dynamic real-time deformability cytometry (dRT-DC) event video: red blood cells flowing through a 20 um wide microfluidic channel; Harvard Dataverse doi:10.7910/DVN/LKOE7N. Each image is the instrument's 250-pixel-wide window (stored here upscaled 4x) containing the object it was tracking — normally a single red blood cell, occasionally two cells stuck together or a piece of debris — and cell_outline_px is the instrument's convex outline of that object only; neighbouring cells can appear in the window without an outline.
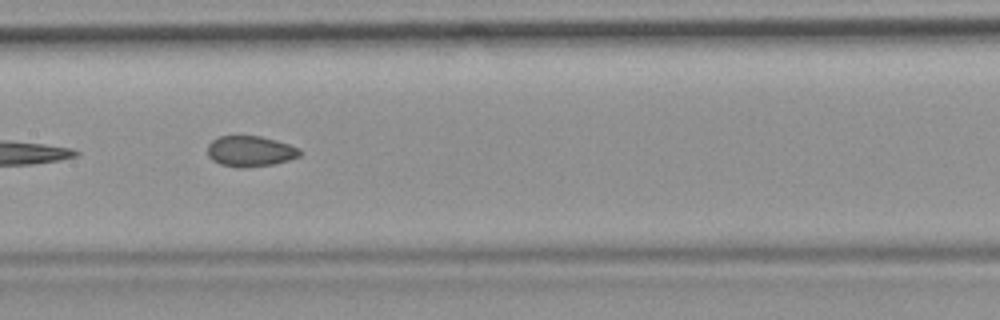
{"species": "common noctule bat (a hibernating species)", "species_latin": "Nyctalus noctula", "temperature_condition": "room temperature", "stored_images_in_passage": 9, "camera_frame_rate_fps": 3000, "um_per_image_px": 0.085, "animal": {"sex": "female", "body_mass_g": 19.9}, "frame": {"image": 1, "passage_image": 8, "time_ms": 8.333, "image_size_px": [1000, 320], "cell_outline_px": [[300, 156], [288, 160], [272, 164], [248, 168], [240, 168], [220, 164], [212, 160], [208, 156], [208, 144], [212, 140], [220, 136], [260, 136], [276, 140], [300, 148]], "centroid_in_image_um": [21.26, 12.86], "position_along_channel_um": 186.1, "area_um2": 16.53}}